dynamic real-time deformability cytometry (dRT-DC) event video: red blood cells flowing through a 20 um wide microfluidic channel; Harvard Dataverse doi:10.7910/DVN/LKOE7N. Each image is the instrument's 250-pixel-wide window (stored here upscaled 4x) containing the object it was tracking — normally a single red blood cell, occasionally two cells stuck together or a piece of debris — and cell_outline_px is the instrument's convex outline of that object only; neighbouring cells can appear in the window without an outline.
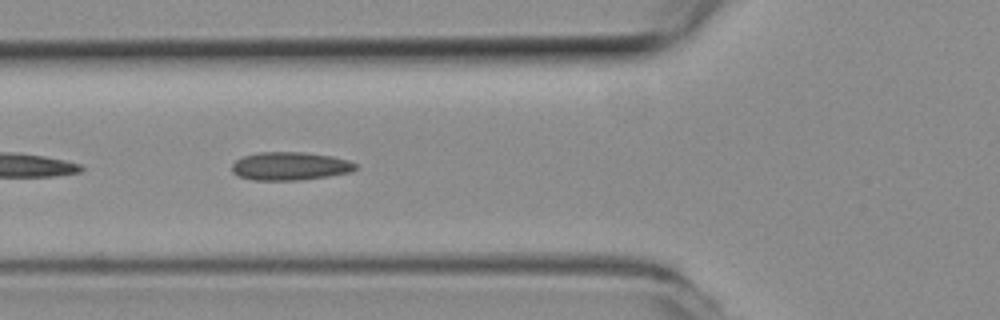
{"species": "common noctule bat (a hibernating species)", "species_latin": "Nyctalus noctula", "temperature_condition": "room temperature", "stored_images_in_passage": 51, "camera_frame_rate_fps": 3000, "um_per_image_px": 0.085, "animal": {"sex": "female", "body_mass_g": 19.3, "forearm_length_mm": 54.1}, "frame": {"image": 1, "passage_image": 18, "time_ms": 5.667, "image_size_px": [1000, 320], "cell_outline_px": [[356, 168], [352, 172], [328, 176], [300, 180], [252, 180], [240, 176], [232, 172], [232, 164], [236, 160], [244, 156], [260, 152], [300, 152], [332, 156], [348, 160], [356, 164]], "centroid_in_image_um": [24.65, 14.12], "position_along_channel_um": 101.1, "area_um2": 20.23}}
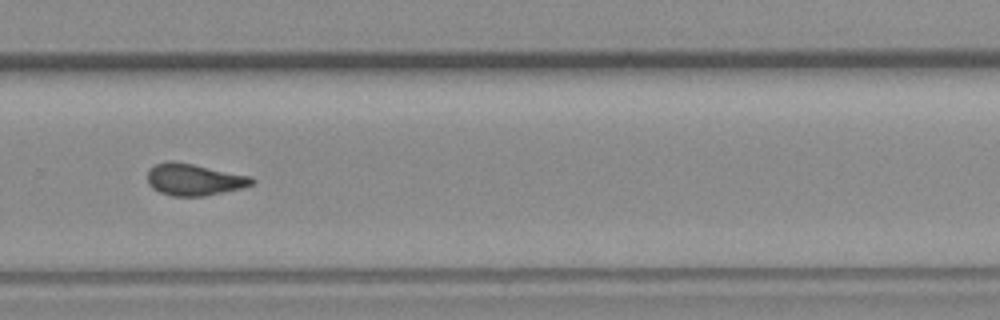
{"frame": {"image": 2, "passage_image": 34, "time_ms": 11.0, "image_size_px": [1000, 320], "cell_outline_px": [[256, 184], [244, 188], [204, 196], [172, 196], [160, 192], [152, 188], [148, 184], [148, 168], [156, 164], [168, 160], [172, 160], [252, 176], [256, 180]], "centroid_in_image_um": [16.53, 15.26], "position_along_channel_um": 313.3, "area_um2": 19.59}}
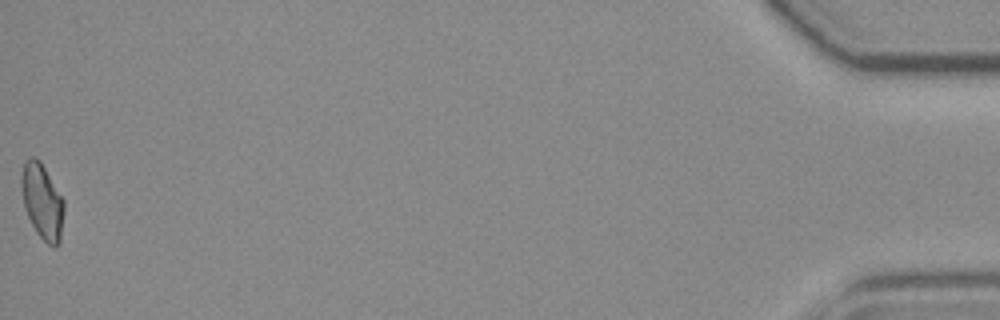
{"frame": {"image": 3, "passage_image": 51, "time_ms": 16.667, "image_size_px": [1000, 320], "cell_outline_px": [[64, 212], [60, 244], [56, 248], [48, 244], [36, 232], [24, 208], [20, 184], [20, 180], [24, 164], [32, 156], [40, 160], [64, 200]], "centroid_in_image_um": [3.6, 17.15], "position_along_channel_um": 431.6, "area_um2": 18.73}, "authors_computed_cell_mechanics": {"area_um2": 19.4786, "velocity_mm_per_s": 3.974, "shape_relaxation_time_tau1_ms": 10.2833, "shape_relaxation_time_tau2_ms": 2.3127, "deformation_change_tau1": 0.2363, "deformation_change_tau2": 0.0772}}